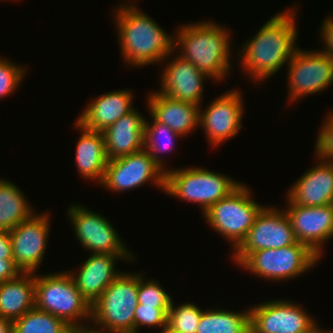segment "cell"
Masks as SVG:
<instances>
[{
    "label": "cell",
    "mask_w": 333,
    "mask_h": 333,
    "mask_svg": "<svg viewBox=\"0 0 333 333\" xmlns=\"http://www.w3.org/2000/svg\"><path fill=\"white\" fill-rule=\"evenodd\" d=\"M127 2L126 0L117 9L114 8L115 15L112 13L124 63L141 68L162 63L176 51L175 35H168L155 19L140 11L131 1Z\"/></svg>",
    "instance_id": "7a4b0ae2"
},
{
    "label": "cell",
    "mask_w": 333,
    "mask_h": 333,
    "mask_svg": "<svg viewBox=\"0 0 333 333\" xmlns=\"http://www.w3.org/2000/svg\"><path fill=\"white\" fill-rule=\"evenodd\" d=\"M26 73L25 66L17 65L5 57L0 58V99L14 93Z\"/></svg>",
    "instance_id": "4dcf8cb0"
},
{
    "label": "cell",
    "mask_w": 333,
    "mask_h": 333,
    "mask_svg": "<svg viewBox=\"0 0 333 333\" xmlns=\"http://www.w3.org/2000/svg\"><path fill=\"white\" fill-rule=\"evenodd\" d=\"M137 305L138 273L122 271L91 306V322L107 333H134Z\"/></svg>",
    "instance_id": "8992f818"
},
{
    "label": "cell",
    "mask_w": 333,
    "mask_h": 333,
    "mask_svg": "<svg viewBox=\"0 0 333 333\" xmlns=\"http://www.w3.org/2000/svg\"><path fill=\"white\" fill-rule=\"evenodd\" d=\"M69 327L64 320L37 308L13 321V333H68Z\"/></svg>",
    "instance_id": "83f0119b"
},
{
    "label": "cell",
    "mask_w": 333,
    "mask_h": 333,
    "mask_svg": "<svg viewBox=\"0 0 333 333\" xmlns=\"http://www.w3.org/2000/svg\"><path fill=\"white\" fill-rule=\"evenodd\" d=\"M202 312V308L191 302L182 303L175 307L172 299L168 310L167 324L181 333H196Z\"/></svg>",
    "instance_id": "f1b7e54d"
},
{
    "label": "cell",
    "mask_w": 333,
    "mask_h": 333,
    "mask_svg": "<svg viewBox=\"0 0 333 333\" xmlns=\"http://www.w3.org/2000/svg\"><path fill=\"white\" fill-rule=\"evenodd\" d=\"M287 65L288 104L324 91L333 83V59L320 50L298 47Z\"/></svg>",
    "instance_id": "9c48e42d"
},
{
    "label": "cell",
    "mask_w": 333,
    "mask_h": 333,
    "mask_svg": "<svg viewBox=\"0 0 333 333\" xmlns=\"http://www.w3.org/2000/svg\"><path fill=\"white\" fill-rule=\"evenodd\" d=\"M74 125L81 132L75 152L78 172L85 180H95L100 184L108 162L103 133L88 130L77 121Z\"/></svg>",
    "instance_id": "603a6c76"
},
{
    "label": "cell",
    "mask_w": 333,
    "mask_h": 333,
    "mask_svg": "<svg viewBox=\"0 0 333 333\" xmlns=\"http://www.w3.org/2000/svg\"><path fill=\"white\" fill-rule=\"evenodd\" d=\"M252 306L250 333H304L317 323L305 308L289 299H271Z\"/></svg>",
    "instance_id": "4fadbf2b"
},
{
    "label": "cell",
    "mask_w": 333,
    "mask_h": 333,
    "mask_svg": "<svg viewBox=\"0 0 333 333\" xmlns=\"http://www.w3.org/2000/svg\"><path fill=\"white\" fill-rule=\"evenodd\" d=\"M42 275L35 273V308L64 320L69 326L91 322V305L68 271Z\"/></svg>",
    "instance_id": "277c9868"
},
{
    "label": "cell",
    "mask_w": 333,
    "mask_h": 333,
    "mask_svg": "<svg viewBox=\"0 0 333 333\" xmlns=\"http://www.w3.org/2000/svg\"><path fill=\"white\" fill-rule=\"evenodd\" d=\"M0 333H13V322L0 317Z\"/></svg>",
    "instance_id": "74e56055"
},
{
    "label": "cell",
    "mask_w": 333,
    "mask_h": 333,
    "mask_svg": "<svg viewBox=\"0 0 333 333\" xmlns=\"http://www.w3.org/2000/svg\"><path fill=\"white\" fill-rule=\"evenodd\" d=\"M286 200L287 207L283 210L289 218L296 240L307 245L321 258V247L333 238V204L306 207Z\"/></svg>",
    "instance_id": "2e32d148"
},
{
    "label": "cell",
    "mask_w": 333,
    "mask_h": 333,
    "mask_svg": "<svg viewBox=\"0 0 333 333\" xmlns=\"http://www.w3.org/2000/svg\"><path fill=\"white\" fill-rule=\"evenodd\" d=\"M144 274L138 272V304L153 306L158 309H169L172 301L159 282L154 279L145 280Z\"/></svg>",
    "instance_id": "f546056e"
},
{
    "label": "cell",
    "mask_w": 333,
    "mask_h": 333,
    "mask_svg": "<svg viewBox=\"0 0 333 333\" xmlns=\"http://www.w3.org/2000/svg\"><path fill=\"white\" fill-rule=\"evenodd\" d=\"M87 325L84 324V325L70 326L68 333H107L98 327L96 328L95 325L91 326L90 323H88Z\"/></svg>",
    "instance_id": "8d00e7d4"
},
{
    "label": "cell",
    "mask_w": 333,
    "mask_h": 333,
    "mask_svg": "<svg viewBox=\"0 0 333 333\" xmlns=\"http://www.w3.org/2000/svg\"><path fill=\"white\" fill-rule=\"evenodd\" d=\"M77 241L91 253L133 254L104 216L81 206L70 205L67 211Z\"/></svg>",
    "instance_id": "7c38bea8"
},
{
    "label": "cell",
    "mask_w": 333,
    "mask_h": 333,
    "mask_svg": "<svg viewBox=\"0 0 333 333\" xmlns=\"http://www.w3.org/2000/svg\"><path fill=\"white\" fill-rule=\"evenodd\" d=\"M298 241L284 210L264 206L257 214L245 239L232 252L237 265L250 253L260 249H278Z\"/></svg>",
    "instance_id": "8fae6325"
},
{
    "label": "cell",
    "mask_w": 333,
    "mask_h": 333,
    "mask_svg": "<svg viewBox=\"0 0 333 333\" xmlns=\"http://www.w3.org/2000/svg\"><path fill=\"white\" fill-rule=\"evenodd\" d=\"M304 333H333L332 331H328L325 329H320V326L316 323L314 326H312L308 331Z\"/></svg>",
    "instance_id": "f35d334b"
},
{
    "label": "cell",
    "mask_w": 333,
    "mask_h": 333,
    "mask_svg": "<svg viewBox=\"0 0 333 333\" xmlns=\"http://www.w3.org/2000/svg\"><path fill=\"white\" fill-rule=\"evenodd\" d=\"M241 92L233 89L217 96L204 111L200 109L199 126L205 131L208 143L217 147L241 130L244 112Z\"/></svg>",
    "instance_id": "9a60e30c"
},
{
    "label": "cell",
    "mask_w": 333,
    "mask_h": 333,
    "mask_svg": "<svg viewBox=\"0 0 333 333\" xmlns=\"http://www.w3.org/2000/svg\"><path fill=\"white\" fill-rule=\"evenodd\" d=\"M49 213H34L9 231L12 243L13 260L21 272L36 273L48 244L50 233Z\"/></svg>",
    "instance_id": "5bb4252c"
},
{
    "label": "cell",
    "mask_w": 333,
    "mask_h": 333,
    "mask_svg": "<svg viewBox=\"0 0 333 333\" xmlns=\"http://www.w3.org/2000/svg\"><path fill=\"white\" fill-rule=\"evenodd\" d=\"M318 161L295 181L286 199L306 207L333 204V162L320 158Z\"/></svg>",
    "instance_id": "d6986e66"
},
{
    "label": "cell",
    "mask_w": 333,
    "mask_h": 333,
    "mask_svg": "<svg viewBox=\"0 0 333 333\" xmlns=\"http://www.w3.org/2000/svg\"><path fill=\"white\" fill-rule=\"evenodd\" d=\"M320 36L325 44V48L320 51L329 55L333 59V16L329 15L324 18L323 23L321 25Z\"/></svg>",
    "instance_id": "836d02e7"
},
{
    "label": "cell",
    "mask_w": 333,
    "mask_h": 333,
    "mask_svg": "<svg viewBox=\"0 0 333 333\" xmlns=\"http://www.w3.org/2000/svg\"><path fill=\"white\" fill-rule=\"evenodd\" d=\"M35 308V273L22 272L0 283V317L12 322Z\"/></svg>",
    "instance_id": "cb8c5ba5"
},
{
    "label": "cell",
    "mask_w": 333,
    "mask_h": 333,
    "mask_svg": "<svg viewBox=\"0 0 333 333\" xmlns=\"http://www.w3.org/2000/svg\"><path fill=\"white\" fill-rule=\"evenodd\" d=\"M251 191L242 183L202 215L209 227L232 243V251L245 239L257 214L264 207L253 200Z\"/></svg>",
    "instance_id": "ba28073f"
},
{
    "label": "cell",
    "mask_w": 333,
    "mask_h": 333,
    "mask_svg": "<svg viewBox=\"0 0 333 333\" xmlns=\"http://www.w3.org/2000/svg\"><path fill=\"white\" fill-rule=\"evenodd\" d=\"M196 333H250V311L203 310Z\"/></svg>",
    "instance_id": "484cf974"
},
{
    "label": "cell",
    "mask_w": 333,
    "mask_h": 333,
    "mask_svg": "<svg viewBox=\"0 0 333 333\" xmlns=\"http://www.w3.org/2000/svg\"><path fill=\"white\" fill-rule=\"evenodd\" d=\"M315 144V156L333 162V111L328 112Z\"/></svg>",
    "instance_id": "d6a6232c"
},
{
    "label": "cell",
    "mask_w": 333,
    "mask_h": 333,
    "mask_svg": "<svg viewBox=\"0 0 333 333\" xmlns=\"http://www.w3.org/2000/svg\"><path fill=\"white\" fill-rule=\"evenodd\" d=\"M296 10L289 8L276 13L240 48L238 60L244 68L242 71L257 84L278 73L298 48L295 44L298 40Z\"/></svg>",
    "instance_id": "6da1fadb"
},
{
    "label": "cell",
    "mask_w": 333,
    "mask_h": 333,
    "mask_svg": "<svg viewBox=\"0 0 333 333\" xmlns=\"http://www.w3.org/2000/svg\"><path fill=\"white\" fill-rule=\"evenodd\" d=\"M240 184L227 174L201 167L173 168L165 172L164 192L180 200L198 204L203 215Z\"/></svg>",
    "instance_id": "5b68a950"
},
{
    "label": "cell",
    "mask_w": 333,
    "mask_h": 333,
    "mask_svg": "<svg viewBox=\"0 0 333 333\" xmlns=\"http://www.w3.org/2000/svg\"><path fill=\"white\" fill-rule=\"evenodd\" d=\"M159 332L160 333H181L180 331H177V330L171 328L168 324Z\"/></svg>",
    "instance_id": "ab89813d"
},
{
    "label": "cell",
    "mask_w": 333,
    "mask_h": 333,
    "mask_svg": "<svg viewBox=\"0 0 333 333\" xmlns=\"http://www.w3.org/2000/svg\"><path fill=\"white\" fill-rule=\"evenodd\" d=\"M168 57V58H167ZM164 60V71L161 73L160 89L157 92L175 100L186 101L202 106L204 79L209 78L200 72L190 61L168 55ZM173 57V60L171 58ZM171 61V62H170Z\"/></svg>",
    "instance_id": "ac0fdd59"
},
{
    "label": "cell",
    "mask_w": 333,
    "mask_h": 333,
    "mask_svg": "<svg viewBox=\"0 0 333 333\" xmlns=\"http://www.w3.org/2000/svg\"><path fill=\"white\" fill-rule=\"evenodd\" d=\"M150 116L153 119L152 123H149L148 119L145 120L144 149L150 154L154 162L166 172L168 168L159 156L161 153L171 151L176 145L175 138H181L182 136L164 123L158 122L151 114Z\"/></svg>",
    "instance_id": "4316f807"
},
{
    "label": "cell",
    "mask_w": 333,
    "mask_h": 333,
    "mask_svg": "<svg viewBox=\"0 0 333 333\" xmlns=\"http://www.w3.org/2000/svg\"><path fill=\"white\" fill-rule=\"evenodd\" d=\"M133 94L129 89L103 93L84 108L76 121L88 130L103 132L134 109Z\"/></svg>",
    "instance_id": "ffe728a7"
},
{
    "label": "cell",
    "mask_w": 333,
    "mask_h": 333,
    "mask_svg": "<svg viewBox=\"0 0 333 333\" xmlns=\"http://www.w3.org/2000/svg\"><path fill=\"white\" fill-rule=\"evenodd\" d=\"M320 259L307 245L297 242L278 249L250 252L238 266L266 281L284 282L307 273Z\"/></svg>",
    "instance_id": "52a82bcc"
},
{
    "label": "cell",
    "mask_w": 333,
    "mask_h": 333,
    "mask_svg": "<svg viewBox=\"0 0 333 333\" xmlns=\"http://www.w3.org/2000/svg\"><path fill=\"white\" fill-rule=\"evenodd\" d=\"M145 120L133 109L102 132L108 161L144 149Z\"/></svg>",
    "instance_id": "44dd1931"
},
{
    "label": "cell",
    "mask_w": 333,
    "mask_h": 333,
    "mask_svg": "<svg viewBox=\"0 0 333 333\" xmlns=\"http://www.w3.org/2000/svg\"><path fill=\"white\" fill-rule=\"evenodd\" d=\"M0 257L13 260V250L9 231L0 229Z\"/></svg>",
    "instance_id": "d590c367"
},
{
    "label": "cell",
    "mask_w": 333,
    "mask_h": 333,
    "mask_svg": "<svg viewBox=\"0 0 333 333\" xmlns=\"http://www.w3.org/2000/svg\"><path fill=\"white\" fill-rule=\"evenodd\" d=\"M168 310L138 304L134 314V333H138L140 327L144 326L162 330L167 325Z\"/></svg>",
    "instance_id": "1f68e13d"
},
{
    "label": "cell",
    "mask_w": 333,
    "mask_h": 333,
    "mask_svg": "<svg viewBox=\"0 0 333 333\" xmlns=\"http://www.w3.org/2000/svg\"><path fill=\"white\" fill-rule=\"evenodd\" d=\"M147 100L150 114L182 137L189 135L199 126L201 106L175 100L157 91H152Z\"/></svg>",
    "instance_id": "7402d4cb"
},
{
    "label": "cell",
    "mask_w": 333,
    "mask_h": 333,
    "mask_svg": "<svg viewBox=\"0 0 333 333\" xmlns=\"http://www.w3.org/2000/svg\"><path fill=\"white\" fill-rule=\"evenodd\" d=\"M151 182L165 191V172L154 162L145 150L107 162L100 185L113 192L136 189Z\"/></svg>",
    "instance_id": "30bf717a"
},
{
    "label": "cell",
    "mask_w": 333,
    "mask_h": 333,
    "mask_svg": "<svg viewBox=\"0 0 333 333\" xmlns=\"http://www.w3.org/2000/svg\"><path fill=\"white\" fill-rule=\"evenodd\" d=\"M21 270L16 266L14 260H7L0 257V283L17 277Z\"/></svg>",
    "instance_id": "e575fe53"
},
{
    "label": "cell",
    "mask_w": 333,
    "mask_h": 333,
    "mask_svg": "<svg viewBox=\"0 0 333 333\" xmlns=\"http://www.w3.org/2000/svg\"><path fill=\"white\" fill-rule=\"evenodd\" d=\"M76 272H68L77 289L92 306L105 289L122 273L116 271L117 260L134 261L132 254L90 253Z\"/></svg>",
    "instance_id": "e0dca14e"
},
{
    "label": "cell",
    "mask_w": 333,
    "mask_h": 333,
    "mask_svg": "<svg viewBox=\"0 0 333 333\" xmlns=\"http://www.w3.org/2000/svg\"><path fill=\"white\" fill-rule=\"evenodd\" d=\"M175 32L178 56L190 61L200 72L211 80L214 79L213 81L226 79L230 70L232 71L231 37L228 28L212 20H203L184 24Z\"/></svg>",
    "instance_id": "3957f363"
},
{
    "label": "cell",
    "mask_w": 333,
    "mask_h": 333,
    "mask_svg": "<svg viewBox=\"0 0 333 333\" xmlns=\"http://www.w3.org/2000/svg\"><path fill=\"white\" fill-rule=\"evenodd\" d=\"M21 189L9 180L0 178V229L11 231L36 211ZM34 210V211H33Z\"/></svg>",
    "instance_id": "d4e9b609"
}]
</instances>
